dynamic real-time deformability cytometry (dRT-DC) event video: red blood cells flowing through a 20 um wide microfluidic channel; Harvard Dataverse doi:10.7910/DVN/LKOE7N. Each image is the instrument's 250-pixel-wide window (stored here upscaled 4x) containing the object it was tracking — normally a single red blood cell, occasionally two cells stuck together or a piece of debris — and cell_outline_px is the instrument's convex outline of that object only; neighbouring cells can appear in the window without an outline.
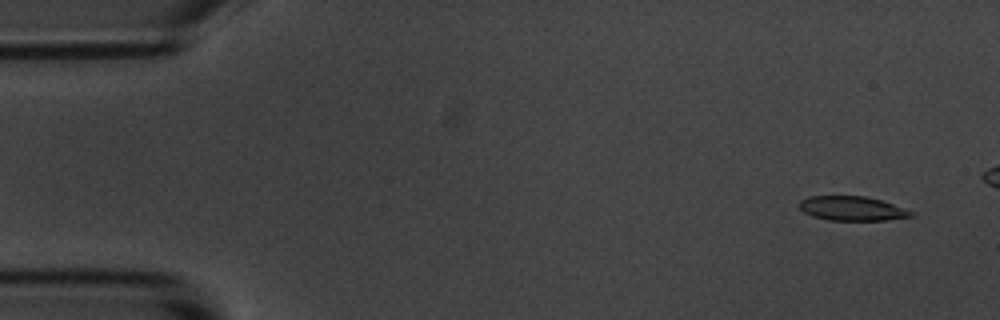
{"species": "common noctule bat (a hibernating species)", "species_latin": "Nyctalus noctula", "temperature_condition": "room temperature", "stored_images_in_passage": 5, "camera_frame_rate_fps": 3000, "um_per_image_px": 0.085, "animal": {"sex": "male", "body_mass_g": 20.1, "forearm_length_mm": 53.5}, "frame": {"image": 1, "passage_image": 1, "time_ms": 0.0, "image_size_px": [1000, 320], "cell_outline_px": [[912, 216], [888, 220], [828, 220], [812, 216], [804, 212], [800, 208], [800, 200], [808, 196], [864, 196], [880, 200], [892, 204], [912, 212]], "centroid_in_image_um": [72.37, 17.72], "position_along_channel_um": 12.6, "area_um2": 15.61}}